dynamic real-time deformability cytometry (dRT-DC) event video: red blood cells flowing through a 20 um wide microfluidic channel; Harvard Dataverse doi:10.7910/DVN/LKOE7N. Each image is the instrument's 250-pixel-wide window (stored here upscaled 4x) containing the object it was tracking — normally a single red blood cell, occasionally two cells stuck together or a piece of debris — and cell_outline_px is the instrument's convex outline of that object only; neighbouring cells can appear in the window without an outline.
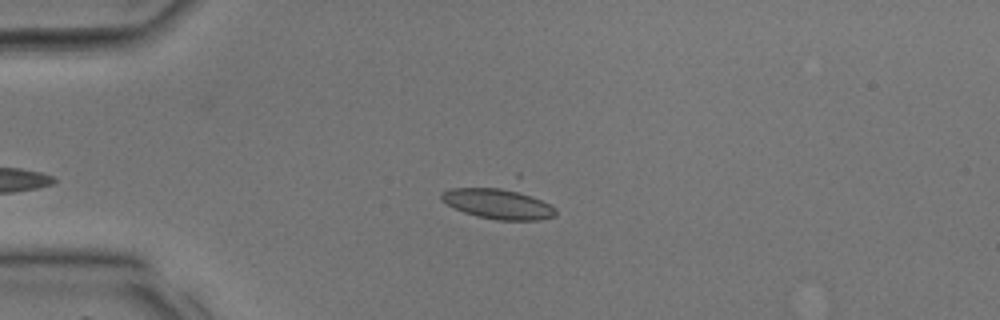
{"species": "common noctule bat (a hibernating species)", "species_latin": "Nyctalus noctula", "temperature_condition": "room temperature", "stored_images_in_passage": 28, "camera_frame_rate_fps": 3000, "um_per_image_px": 0.085, "animal": {"sex": "male", "body_mass_g": 17.9, "forearm_length_mm": 54.2}, "frame": {"image": 1, "passage_image": 4, "time_ms": 1.0, "image_size_px": [1000, 320], "cell_outline_px": [[556, 216], [540, 220], [496, 220], [476, 216], [464, 212], [440, 200], [440, 192], [452, 188], [512, 188], [532, 196], [556, 208]], "centroid_in_image_um": [42.33, 17.32], "position_along_channel_um": 42.7, "area_um2": 20.17}}
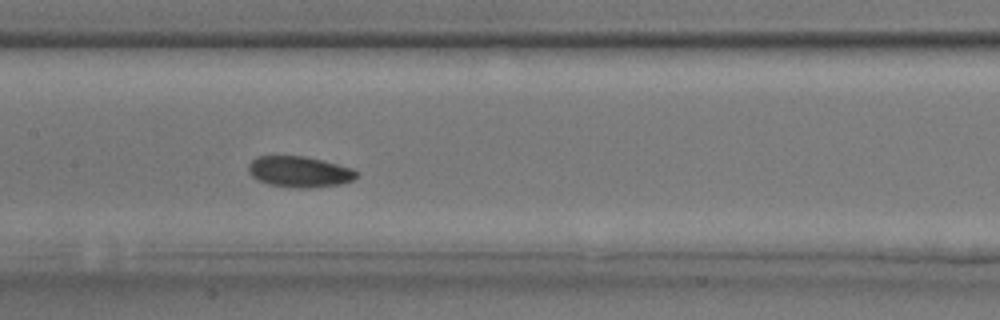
{"frame": {"image": 2, "passage_image": 13, "time_ms": 4.0, "image_size_px": [1000, 320], "cell_outline_px": [[356, 176], [352, 180], [340, 184], [308, 188], [296, 188], [268, 184], [256, 180], [248, 172], [248, 164], [256, 156], [304, 156], [324, 160], [352, 168], [356, 172]], "centroid_in_image_um": [25.41, 14.59], "position_along_channel_um": 182.0, "area_um2": 19.54}}
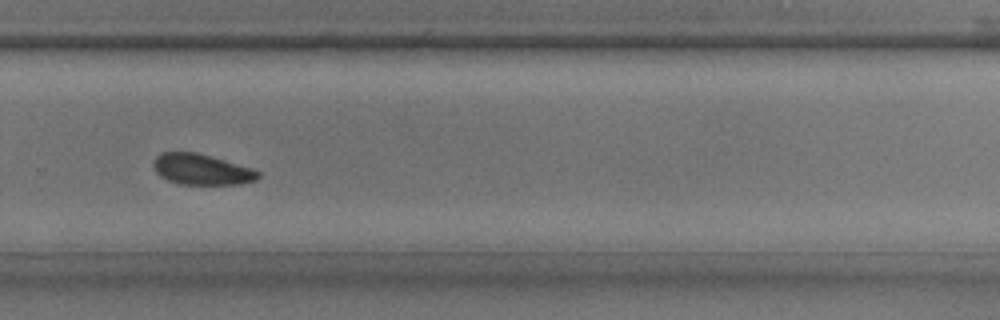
{"frame": {"image": 3, "passage_image": 20, "time_ms": 6.333, "image_size_px": [1000, 320], "cell_outline_px": [[260, 176], [256, 180], [240, 184], [180, 184], [168, 180], [160, 176], [156, 172], [152, 164], [156, 156], [160, 152], [196, 152], [252, 168], [260, 172]], "centroid_in_image_um": [17.12, 14.4], "position_along_channel_um": 312.7, "area_um2": 18.73}}